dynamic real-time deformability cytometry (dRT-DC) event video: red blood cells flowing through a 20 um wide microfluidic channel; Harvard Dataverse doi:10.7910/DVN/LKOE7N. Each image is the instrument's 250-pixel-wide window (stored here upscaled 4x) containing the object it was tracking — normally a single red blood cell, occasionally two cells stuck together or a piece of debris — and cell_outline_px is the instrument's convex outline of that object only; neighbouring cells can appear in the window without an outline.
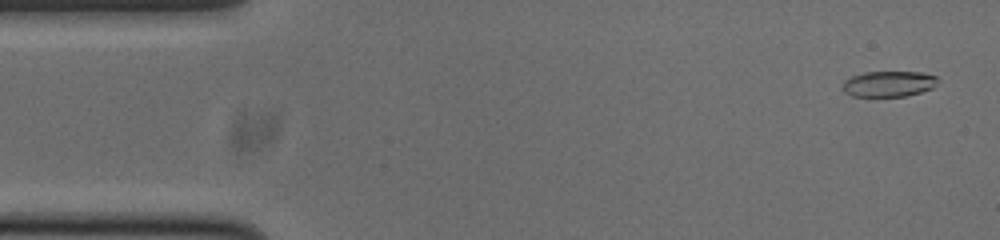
{"species": "common noctule bat (a hibernating species)", "species_latin": "Nyctalus noctula", "temperature_condition": "cold", "stored_images_in_passage": 52, "camera_frame_rate_fps": 3000, "um_per_image_px": 0.085, "animal": {"sex": "male", "body_mass_g": 20.0, "forearm_length_mm": 53.3}, "frame": {"image": 1, "passage_image": 2, "time_ms": 0.333, "image_size_px": [1000, 240], "cell_outline_px": [[936, 80], [932, 88], [920, 92], [904, 96], [852, 96], [844, 92], [844, 80], [852, 76], [864, 72], [920, 72], [936, 76]], "centroid_in_image_um": [75.5, 7.12], "position_along_channel_um": 9.5, "area_um2": 13.99}}
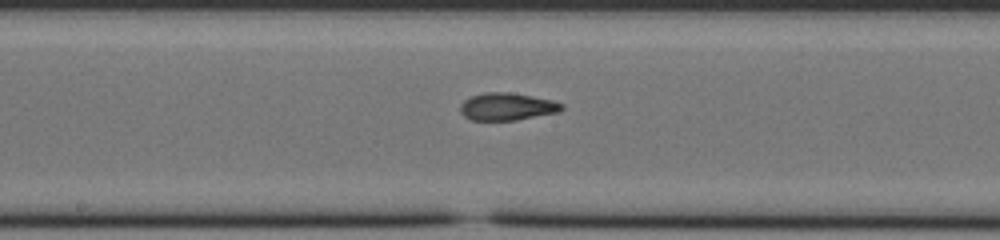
{"frame": {"image": 2, "passage_image": 26, "time_ms": 8.333, "image_size_px": [1000, 240], "cell_outline_px": [[564, 108], [556, 112], [516, 120], [472, 120], [464, 116], [460, 112], [460, 104], [464, 100], [472, 96], [484, 92], [508, 92], [532, 96], [552, 100], [564, 104]], "centroid_in_image_um": [43.07, 9.05], "position_along_channel_um": 205.1, "area_um2": 16.13}}
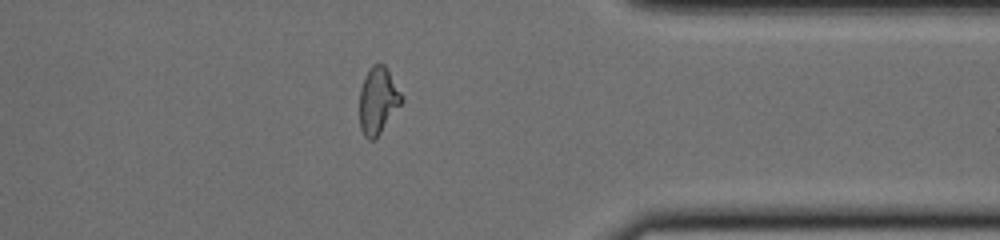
{"frame": {"image": 3, "passage_image": 41, "time_ms": 13.333, "image_size_px": [1000, 240], "cell_outline_px": [[404, 100], [380, 132], [372, 140], [368, 140], [364, 136], [360, 128], [360, 88], [364, 76], [372, 64], [384, 64], [404, 96]], "centroid_in_image_um": [32.13, 8.52], "position_along_channel_um": 379.3, "area_um2": 16.3}, "authors_computed_cell_mechanics": {"area_um2": 15.8372, "velocity_mm_per_s": 3.7941, "shape_relaxation_time_tau1_ms": 8.39, "shape_relaxation_time_tau2_ms": 3.2646, "deformation_change_tau1": 0.2677, "deformation_change_tau2": 0.093}}